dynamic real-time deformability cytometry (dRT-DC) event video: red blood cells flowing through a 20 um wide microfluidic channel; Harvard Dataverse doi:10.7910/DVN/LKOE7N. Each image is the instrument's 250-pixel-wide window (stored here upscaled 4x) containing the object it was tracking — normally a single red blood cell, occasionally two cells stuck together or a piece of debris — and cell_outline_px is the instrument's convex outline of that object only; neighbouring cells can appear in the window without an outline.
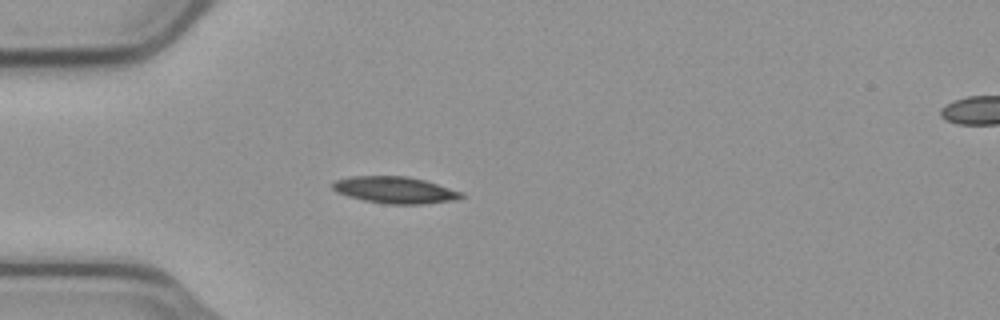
{"species": "common noctule bat (a hibernating species)", "species_latin": "Nyctalus noctula", "temperature_condition": "cold", "stored_images_in_passage": 40, "camera_frame_rate_fps": 3000, "um_per_image_px": 0.085, "animal": {"sex": "male", "body_mass_g": 23.1, "forearm_length_mm": 52.7}, "frame": {"image": 1, "passage_image": 1, "time_ms": 0.0, "image_size_px": [1000, 320], "cell_outline_px": [[464, 196], [456, 200], [420, 204], [388, 204], [364, 200], [348, 196], [336, 192], [332, 188], [332, 184], [336, 180], [352, 176], [408, 176], [424, 180], [464, 192]], "centroid_in_image_um": [33.59, 16.15], "position_along_channel_um": 51.4, "area_um2": 20.0}}
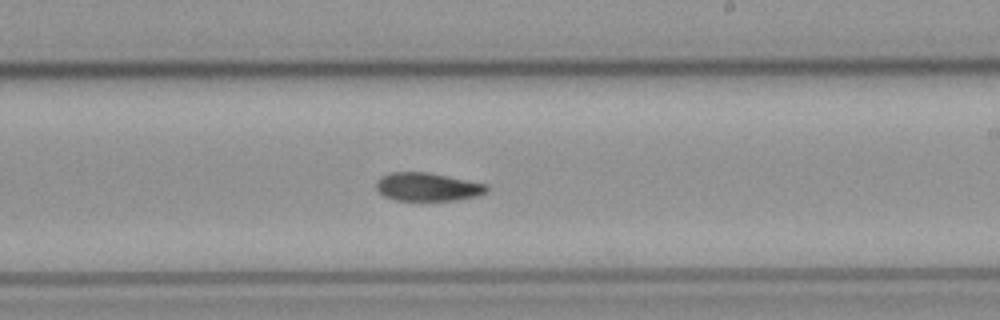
{"frame": {"image": 2, "passage_image": 18, "time_ms": 5.667, "image_size_px": [1000, 320], "cell_outline_px": [[488, 192], [476, 196], [460, 200], [396, 200], [384, 196], [376, 188], [376, 180], [380, 176], [392, 172], [428, 172], [488, 184]], "centroid_in_image_um": [36.35, 15.88], "position_along_channel_um": 252.6, "area_um2": 18.32}}
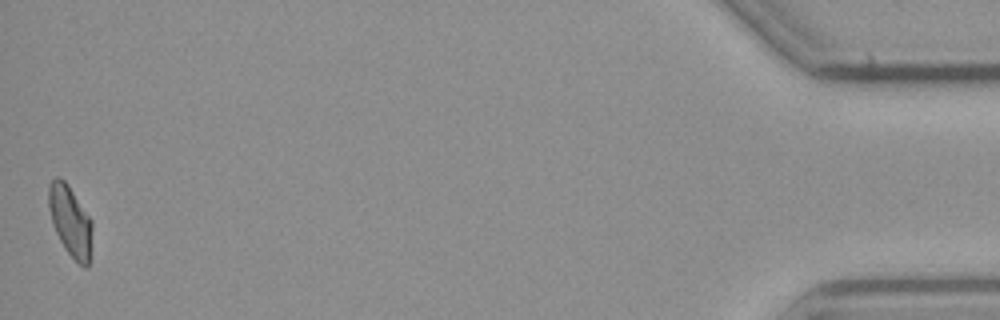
{"frame": {"image": 3, "passage_image": 40, "time_ms": 13.0, "image_size_px": [1000, 320], "cell_outline_px": [[92, 228], [88, 268], [84, 268], [64, 248], [56, 232], [48, 208], [48, 188], [52, 180], [56, 176], [60, 176], [68, 184], [92, 220]], "centroid_in_image_um": [5.97, 18.75], "position_along_channel_um": 429.2, "area_um2": 17.8}}